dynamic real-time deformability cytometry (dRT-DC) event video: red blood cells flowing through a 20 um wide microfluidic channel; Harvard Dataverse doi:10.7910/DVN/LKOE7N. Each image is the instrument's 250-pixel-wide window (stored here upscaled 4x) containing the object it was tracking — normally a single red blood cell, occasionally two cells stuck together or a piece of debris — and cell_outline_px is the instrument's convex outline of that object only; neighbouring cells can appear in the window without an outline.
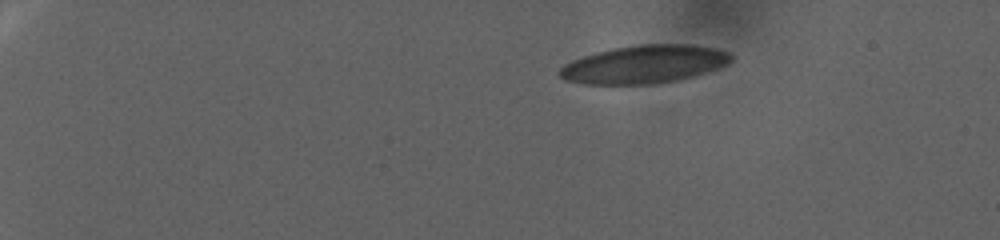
{"species": "human", "species_latin": "Homo sapiens", "temperature_condition": "warm", "stored_images_in_passage": 82, "camera_frame_rate_fps": 3000, "um_per_image_px": 0.085, "donor": {"sex": "female"}, "frame": {"image": 1, "passage_image": 1, "time_ms": 0.0, "image_size_px": [1000, 240], "cell_outline_px": [[732, 60], [728, 64], [692, 76], [676, 80], [652, 84], [588, 84], [564, 80], [560, 76], [560, 68], [564, 64], [572, 60], [596, 52], [612, 48], [640, 44], [684, 44], [716, 48], [728, 52], [732, 56]], "centroid_in_image_um": [54.74, 5.46], "position_along_channel_um": 30.3, "area_um2": 37.74}}
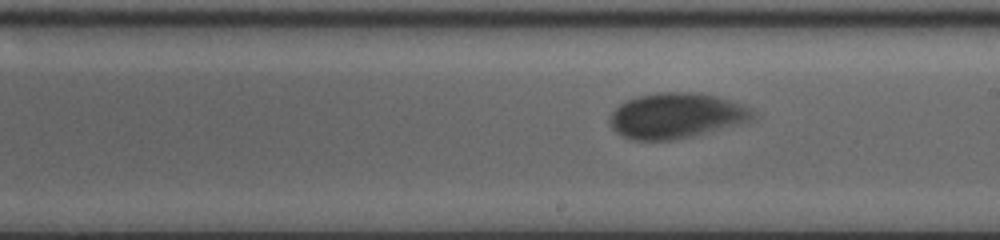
{"frame": {"image": 2, "passage_image": 47, "time_ms": 15.333, "image_size_px": [1000, 240], "cell_outline_px": [[756, 112], [748, 120], [740, 124], [692, 136], [672, 140], [632, 140], [616, 132], [608, 124], [608, 120], [612, 112], [620, 104], [636, 96], [656, 92], [696, 92], [716, 96], [740, 104]], "centroid_in_image_um": [57.42, 9.83], "position_along_channel_um": 231.6, "area_um2": 37.63}}
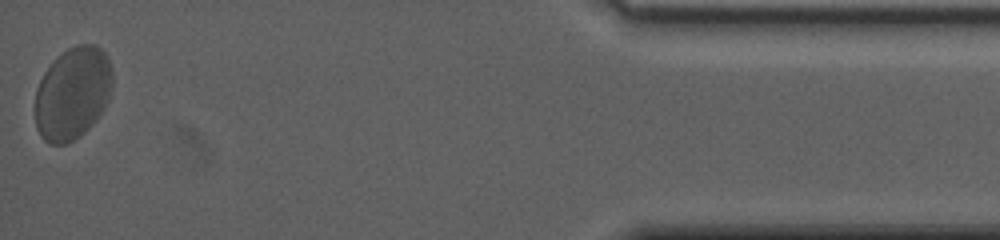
{"frame": {"image": 3, "passage_image": 82, "time_ms": 27.0, "image_size_px": [1000, 240], "cell_outline_px": [[112, 88], [108, 100], [104, 108], [96, 120], [80, 136], [68, 144], [52, 144], [44, 140], [40, 136], [36, 128], [36, 88], [44, 72], [52, 60], [68, 48], [76, 44], [96, 44], [104, 52], [112, 68]], "centroid_in_image_um": [6.17, 7.93], "position_along_channel_um": 429.0, "area_um2": 41.96}, "authors_computed_cell_mechanics": {"area_um2": 37.9746, "velocity_mm_per_s": 2.1982, "shape_relaxation_time_tau1_ms": 4.1117, "shape_relaxation_time_tau2_ms": null, "deformation_change_tau1": 0.1074, "deformation_change_tau2": null}}